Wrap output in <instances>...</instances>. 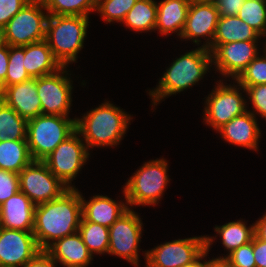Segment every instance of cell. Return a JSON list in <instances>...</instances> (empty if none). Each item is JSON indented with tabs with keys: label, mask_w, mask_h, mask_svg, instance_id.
<instances>
[{
	"label": "cell",
	"mask_w": 266,
	"mask_h": 267,
	"mask_svg": "<svg viewBox=\"0 0 266 267\" xmlns=\"http://www.w3.org/2000/svg\"><path fill=\"white\" fill-rule=\"evenodd\" d=\"M82 201L78 189L69 188L57 199L36 205L33 234L41 250L55 240L78 232Z\"/></svg>",
	"instance_id": "obj_1"
},
{
	"label": "cell",
	"mask_w": 266,
	"mask_h": 267,
	"mask_svg": "<svg viewBox=\"0 0 266 267\" xmlns=\"http://www.w3.org/2000/svg\"><path fill=\"white\" fill-rule=\"evenodd\" d=\"M131 115L111 103L104 102L75 119L76 131L82 136L87 149L91 147L117 146L123 139Z\"/></svg>",
	"instance_id": "obj_2"
},
{
	"label": "cell",
	"mask_w": 266,
	"mask_h": 267,
	"mask_svg": "<svg viewBox=\"0 0 266 267\" xmlns=\"http://www.w3.org/2000/svg\"><path fill=\"white\" fill-rule=\"evenodd\" d=\"M212 66L211 52L202 46L176 58L160 78L159 85L150 90L152 104L157 106L167 96L176 95L203 79Z\"/></svg>",
	"instance_id": "obj_3"
},
{
	"label": "cell",
	"mask_w": 266,
	"mask_h": 267,
	"mask_svg": "<svg viewBox=\"0 0 266 267\" xmlns=\"http://www.w3.org/2000/svg\"><path fill=\"white\" fill-rule=\"evenodd\" d=\"M89 17L49 15L45 41L61 66L76 62L87 35Z\"/></svg>",
	"instance_id": "obj_4"
},
{
	"label": "cell",
	"mask_w": 266,
	"mask_h": 267,
	"mask_svg": "<svg viewBox=\"0 0 266 267\" xmlns=\"http://www.w3.org/2000/svg\"><path fill=\"white\" fill-rule=\"evenodd\" d=\"M75 119L40 114L27 120L26 140L32 160L43 161L75 130Z\"/></svg>",
	"instance_id": "obj_5"
},
{
	"label": "cell",
	"mask_w": 266,
	"mask_h": 267,
	"mask_svg": "<svg viewBox=\"0 0 266 267\" xmlns=\"http://www.w3.org/2000/svg\"><path fill=\"white\" fill-rule=\"evenodd\" d=\"M167 161L163 158L145 162L124 186V198L129 206L156 205L169 182Z\"/></svg>",
	"instance_id": "obj_6"
},
{
	"label": "cell",
	"mask_w": 266,
	"mask_h": 267,
	"mask_svg": "<svg viewBox=\"0 0 266 267\" xmlns=\"http://www.w3.org/2000/svg\"><path fill=\"white\" fill-rule=\"evenodd\" d=\"M43 0H31L4 26L9 46H25L45 40L49 14ZM43 11V12H42Z\"/></svg>",
	"instance_id": "obj_7"
},
{
	"label": "cell",
	"mask_w": 266,
	"mask_h": 267,
	"mask_svg": "<svg viewBox=\"0 0 266 267\" xmlns=\"http://www.w3.org/2000/svg\"><path fill=\"white\" fill-rule=\"evenodd\" d=\"M222 81L219 80L217 86L208 95L203 111L205 123L216 131L236 116L248 111L247 101L240 92L245 89L239 83L224 85Z\"/></svg>",
	"instance_id": "obj_8"
},
{
	"label": "cell",
	"mask_w": 266,
	"mask_h": 267,
	"mask_svg": "<svg viewBox=\"0 0 266 267\" xmlns=\"http://www.w3.org/2000/svg\"><path fill=\"white\" fill-rule=\"evenodd\" d=\"M80 137L75 130L43 160L50 172L69 188H74L71 182L90 155L86 143Z\"/></svg>",
	"instance_id": "obj_9"
},
{
	"label": "cell",
	"mask_w": 266,
	"mask_h": 267,
	"mask_svg": "<svg viewBox=\"0 0 266 267\" xmlns=\"http://www.w3.org/2000/svg\"><path fill=\"white\" fill-rule=\"evenodd\" d=\"M18 175L20 191L35 205L57 199L69 189L50 172L44 161L32 160Z\"/></svg>",
	"instance_id": "obj_10"
},
{
	"label": "cell",
	"mask_w": 266,
	"mask_h": 267,
	"mask_svg": "<svg viewBox=\"0 0 266 267\" xmlns=\"http://www.w3.org/2000/svg\"><path fill=\"white\" fill-rule=\"evenodd\" d=\"M141 218L128 209L109 227V255L124 258L136 267L139 265V242L143 230Z\"/></svg>",
	"instance_id": "obj_11"
},
{
	"label": "cell",
	"mask_w": 266,
	"mask_h": 267,
	"mask_svg": "<svg viewBox=\"0 0 266 267\" xmlns=\"http://www.w3.org/2000/svg\"><path fill=\"white\" fill-rule=\"evenodd\" d=\"M66 66L56 72L37 78V94L42 114L68 116L72 102V80Z\"/></svg>",
	"instance_id": "obj_12"
},
{
	"label": "cell",
	"mask_w": 266,
	"mask_h": 267,
	"mask_svg": "<svg viewBox=\"0 0 266 267\" xmlns=\"http://www.w3.org/2000/svg\"><path fill=\"white\" fill-rule=\"evenodd\" d=\"M206 249V236L173 240L145 251L146 267H181Z\"/></svg>",
	"instance_id": "obj_13"
},
{
	"label": "cell",
	"mask_w": 266,
	"mask_h": 267,
	"mask_svg": "<svg viewBox=\"0 0 266 267\" xmlns=\"http://www.w3.org/2000/svg\"><path fill=\"white\" fill-rule=\"evenodd\" d=\"M258 40L238 41L227 44H212L211 58L220 74L236 80L260 52Z\"/></svg>",
	"instance_id": "obj_14"
},
{
	"label": "cell",
	"mask_w": 266,
	"mask_h": 267,
	"mask_svg": "<svg viewBox=\"0 0 266 267\" xmlns=\"http://www.w3.org/2000/svg\"><path fill=\"white\" fill-rule=\"evenodd\" d=\"M39 251L32 231L0 227V267H22Z\"/></svg>",
	"instance_id": "obj_15"
},
{
	"label": "cell",
	"mask_w": 266,
	"mask_h": 267,
	"mask_svg": "<svg viewBox=\"0 0 266 267\" xmlns=\"http://www.w3.org/2000/svg\"><path fill=\"white\" fill-rule=\"evenodd\" d=\"M219 11L214 2L192 4L189 7L186 23L180 36L182 39L192 40L196 45L201 43L199 37L206 39L203 48L211 49L215 37ZM207 37V38H206Z\"/></svg>",
	"instance_id": "obj_16"
},
{
	"label": "cell",
	"mask_w": 266,
	"mask_h": 267,
	"mask_svg": "<svg viewBox=\"0 0 266 267\" xmlns=\"http://www.w3.org/2000/svg\"><path fill=\"white\" fill-rule=\"evenodd\" d=\"M1 100L26 120L42 114L41 101L37 94V78L5 87Z\"/></svg>",
	"instance_id": "obj_17"
},
{
	"label": "cell",
	"mask_w": 266,
	"mask_h": 267,
	"mask_svg": "<svg viewBox=\"0 0 266 267\" xmlns=\"http://www.w3.org/2000/svg\"><path fill=\"white\" fill-rule=\"evenodd\" d=\"M36 205L21 191L0 205V227L33 231Z\"/></svg>",
	"instance_id": "obj_18"
},
{
	"label": "cell",
	"mask_w": 266,
	"mask_h": 267,
	"mask_svg": "<svg viewBox=\"0 0 266 267\" xmlns=\"http://www.w3.org/2000/svg\"><path fill=\"white\" fill-rule=\"evenodd\" d=\"M45 251L64 267H87L94 257L78 232L55 240Z\"/></svg>",
	"instance_id": "obj_19"
},
{
	"label": "cell",
	"mask_w": 266,
	"mask_h": 267,
	"mask_svg": "<svg viewBox=\"0 0 266 267\" xmlns=\"http://www.w3.org/2000/svg\"><path fill=\"white\" fill-rule=\"evenodd\" d=\"M221 137L231 143L256 151L261 138V130L257 124L256 116L250 111L236 116L217 130Z\"/></svg>",
	"instance_id": "obj_20"
},
{
	"label": "cell",
	"mask_w": 266,
	"mask_h": 267,
	"mask_svg": "<svg viewBox=\"0 0 266 267\" xmlns=\"http://www.w3.org/2000/svg\"><path fill=\"white\" fill-rule=\"evenodd\" d=\"M82 216L92 223L110 227L129 208L127 202H116L108 196L95 195L89 201L81 194Z\"/></svg>",
	"instance_id": "obj_21"
},
{
	"label": "cell",
	"mask_w": 266,
	"mask_h": 267,
	"mask_svg": "<svg viewBox=\"0 0 266 267\" xmlns=\"http://www.w3.org/2000/svg\"><path fill=\"white\" fill-rule=\"evenodd\" d=\"M187 0H163L157 3L155 30L162 35L176 32L181 36L189 10Z\"/></svg>",
	"instance_id": "obj_22"
},
{
	"label": "cell",
	"mask_w": 266,
	"mask_h": 267,
	"mask_svg": "<svg viewBox=\"0 0 266 267\" xmlns=\"http://www.w3.org/2000/svg\"><path fill=\"white\" fill-rule=\"evenodd\" d=\"M23 66L31 78L54 73L62 67L45 40L24 46Z\"/></svg>",
	"instance_id": "obj_23"
},
{
	"label": "cell",
	"mask_w": 266,
	"mask_h": 267,
	"mask_svg": "<svg viewBox=\"0 0 266 267\" xmlns=\"http://www.w3.org/2000/svg\"><path fill=\"white\" fill-rule=\"evenodd\" d=\"M261 35L238 16L219 17L212 44L259 40Z\"/></svg>",
	"instance_id": "obj_24"
},
{
	"label": "cell",
	"mask_w": 266,
	"mask_h": 267,
	"mask_svg": "<svg viewBox=\"0 0 266 267\" xmlns=\"http://www.w3.org/2000/svg\"><path fill=\"white\" fill-rule=\"evenodd\" d=\"M31 161L27 140L0 142V169L19 174Z\"/></svg>",
	"instance_id": "obj_25"
},
{
	"label": "cell",
	"mask_w": 266,
	"mask_h": 267,
	"mask_svg": "<svg viewBox=\"0 0 266 267\" xmlns=\"http://www.w3.org/2000/svg\"><path fill=\"white\" fill-rule=\"evenodd\" d=\"M157 16V2L154 0H137L135 5L126 14L122 23L126 27L138 31L155 30Z\"/></svg>",
	"instance_id": "obj_26"
},
{
	"label": "cell",
	"mask_w": 266,
	"mask_h": 267,
	"mask_svg": "<svg viewBox=\"0 0 266 267\" xmlns=\"http://www.w3.org/2000/svg\"><path fill=\"white\" fill-rule=\"evenodd\" d=\"M246 224L245 221L237 220L214 228L222 238V244L228 250V254L252 241L255 235V224L249 227Z\"/></svg>",
	"instance_id": "obj_27"
},
{
	"label": "cell",
	"mask_w": 266,
	"mask_h": 267,
	"mask_svg": "<svg viewBox=\"0 0 266 267\" xmlns=\"http://www.w3.org/2000/svg\"><path fill=\"white\" fill-rule=\"evenodd\" d=\"M78 233L88 251L93 254H106L109 247V228L100 224L87 221L83 216L78 228Z\"/></svg>",
	"instance_id": "obj_28"
},
{
	"label": "cell",
	"mask_w": 266,
	"mask_h": 267,
	"mask_svg": "<svg viewBox=\"0 0 266 267\" xmlns=\"http://www.w3.org/2000/svg\"><path fill=\"white\" fill-rule=\"evenodd\" d=\"M27 120L0 100V142L26 140Z\"/></svg>",
	"instance_id": "obj_29"
},
{
	"label": "cell",
	"mask_w": 266,
	"mask_h": 267,
	"mask_svg": "<svg viewBox=\"0 0 266 267\" xmlns=\"http://www.w3.org/2000/svg\"><path fill=\"white\" fill-rule=\"evenodd\" d=\"M97 0H43L49 15H72L89 17L96 11Z\"/></svg>",
	"instance_id": "obj_30"
},
{
	"label": "cell",
	"mask_w": 266,
	"mask_h": 267,
	"mask_svg": "<svg viewBox=\"0 0 266 267\" xmlns=\"http://www.w3.org/2000/svg\"><path fill=\"white\" fill-rule=\"evenodd\" d=\"M237 16L262 37L266 36V0H246Z\"/></svg>",
	"instance_id": "obj_31"
},
{
	"label": "cell",
	"mask_w": 266,
	"mask_h": 267,
	"mask_svg": "<svg viewBox=\"0 0 266 267\" xmlns=\"http://www.w3.org/2000/svg\"><path fill=\"white\" fill-rule=\"evenodd\" d=\"M9 64L5 81L1 84L5 87L22 83L31 77L24 68V46H9Z\"/></svg>",
	"instance_id": "obj_32"
},
{
	"label": "cell",
	"mask_w": 266,
	"mask_h": 267,
	"mask_svg": "<svg viewBox=\"0 0 266 267\" xmlns=\"http://www.w3.org/2000/svg\"><path fill=\"white\" fill-rule=\"evenodd\" d=\"M137 0H97L96 11L100 12L102 19L111 23L122 22L126 14L135 5Z\"/></svg>",
	"instance_id": "obj_33"
},
{
	"label": "cell",
	"mask_w": 266,
	"mask_h": 267,
	"mask_svg": "<svg viewBox=\"0 0 266 267\" xmlns=\"http://www.w3.org/2000/svg\"><path fill=\"white\" fill-rule=\"evenodd\" d=\"M263 55H258L247 68L234 81L241 86H256L266 84V50ZM261 56V57H260Z\"/></svg>",
	"instance_id": "obj_34"
},
{
	"label": "cell",
	"mask_w": 266,
	"mask_h": 267,
	"mask_svg": "<svg viewBox=\"0 0 266 267\" xmlns=\"http://www.w3.org/2000/svg\"><path fill=\"white\" fill-rule=\"evenodd\" d=\"M214 259L223 260L227 267H256L253 253V239L251 242H248L247 244H244L238 249L232 251L227 256H220Z\"/></svg>",
	"instance_id": "obj_35"
},
{
	"label": "cell",
	"mask_w": 266,
	"mask_h": 267,
	"mask_svg": "<svg viewBox=\"0 0 266 267\" xmlns=\"http://www.w3.org/2000/svg\"><path fill=\"white\" fill-rule=\"evenodd\" d=\"M242 87L245 89L243 92L248 94L249 100L253 106V111H248L253 113L255 116L256 114H259L266 120V84Z\"/></svg>",
	"instance_id": "obj_36"
},
{
	"label": "cell",
	"mask_w": 266,
	"mask_h": 267,
	"mask_svg": "<svg viewBox=\"0 0 266 267\" xmlns=\"http://www.w3.org/2000/svg\"><path fill=\"white\" fill-rule=\"evenodd\" d=\"M20 191L19 175L0 169V205Z\"/></svg>",
	"instance_id": "obj_37"
},
{
	"label": "cell",
	"mask_w": 266,
	"mask_h": 267,
	"mask_svg": "<svg viewBox=\"0 0 266 267\" xmlns=\"http://www.w3.org/2000/svg\"><path fill=\"white\" fill-rule=\"evenodd\" d=\"M31 0H0V26L4 27Z\"/></svg>",
	"instance_id": "obj_38"
},
{
	"label": "cell",
	"mask_w": 266,
	"mask_h": 267,
	"mask_svg": "<svg viewBox=\"0 0 266 267\" xmlns=\"http://www.w3.org/2000/svg\"><path fill=\"white\" fill-rule=\"evenodd\" d=\"M246 0H215L214 4L219 11V17L237 16Z\"/></svg>",
	"instance_id": "obj_39"
},
{
	"label": "cell",
	"mask_w": 266,
	"mask_h": 267,
	"mask_svg": "<svg viewBox=\"0 0 266 267\" xmlns=\"http://www.w3.org/2000/svg\"><path fill=\"white\" fill-rule=\"evenodd\" d=\"M56 265L57 262L45 250H41L22 267H56Z\"/></svg>",
	"instance_id": "obj_40"
},
{
	"label": "cell",
	"mask_w": 266,
	"mask_h": 267,
	"mask_svg": "<svg viewBox=\"0 0 266 267\" xmlns=\"http://www.w3.org/2000/svg\"><path fill=\"white\" fill-rule=\"evenodd\" d=\"M253 253L256 267H266V242L260 240L256 235L253 237Z\"/></svg>",
	"instance_id": "obj_41"
},
{
	"label": "cell",
	"mask_w": 266,
	"mask_h": 267,
	"mask_svg": "<svg viewBox=\"0 0 266 267\" xmlns=\"http://www.w3.org/2000/svg\"><path fill=\"white\" fill-rule=\"evenodd\" d=\"M213 239V237H209L206 235V249L194 261L185 264L181 267H206L212 260L204 261L203 258H206L210 246L213 244ZM200 260H203V263Z\"/></svg>",
	"instance_id": "obj_42"
},
{
	"label": "cell",
	"mask_w": 266,
	"mask_h": 267,
	"mask_svg": "<svg viewBox=\"0 0 266 267\" xmlns=\"http://www.w3.org/2000/svg\"><path fill=\"white\" fill-rule=\"evenodd\" d=\"M9 45L0 49V84L5 81L9 64Z\"/></svg>",
	"instance_id": "obj_43"
},
{
	"label": "cell",
	"mask_w": 266,
	"mask_h": 267,
	"mask_svg": "<svg viewBox=\"0 0 266 267\" xmlns=\"http://www.w3.org/2000/svg\"><path fill=\"white\" fill-rule=\"evenodd\" d=\"M255 235L262 241L266 242V214L255 223Z\"/></svg>",
	"instance_id": "obj_44"
},
{
	"label": "cell",
	"mask_w": 266,
	"mask_h": 267,
	"mask_svg": "<svg viewBox=\"0 0 266 267\" xmlns=\"http://www.w3.org/2000/svg\"><path fill=\"white\" fill-rule=\"evenodd\" d=\"M206 267H227L223 260H216L212 258V261Z\"/></svg>",
	"instance_id": "obj_45"
},
{
	"label": "cell",
	"mask_w": 266,
	"mask_h": 267,
	"mask_svg": "<svg viewBox=\"0 0 266 267\" xmlns=\"http://www.w3.org/2000/svg\"><path fill=\"white\" fill-rule=\"evenodd\" d=\"M7 46L4 27L0 26V49Z\"/></svg>",
	"instance_id": "obj_46"
},
{
	"label": "cell",
	"mask_w": 266,
	"mask_h": 267,
	"mask_svg": "<svg viewBox=\"0 0 266 267\" xmlns=\"http://www.w3.org/2000/svg\"><path fill=\"white\" fill-rule=\"evenodd\" d=\"M215 0H187V2L189 3V5L192 4H201V3H212Z\"/></svg>",
	"instance_id": "obj_47"
},
{
	"label": "cell",
	"mask_w": 266,
	"mask_h": 267,
	"mask_svg": "<svg viewBox=\"0 0 266 267\" xmlns=\"http://www.w3.org/2000/svg\"><path fill=\"white\" fill-rule=\"evenodd\" d=\"M2 92H3V89H2V86L0 84V95H2Z\"/></svg>",
	"instance_id": "obj_48"
}]
</instances>
